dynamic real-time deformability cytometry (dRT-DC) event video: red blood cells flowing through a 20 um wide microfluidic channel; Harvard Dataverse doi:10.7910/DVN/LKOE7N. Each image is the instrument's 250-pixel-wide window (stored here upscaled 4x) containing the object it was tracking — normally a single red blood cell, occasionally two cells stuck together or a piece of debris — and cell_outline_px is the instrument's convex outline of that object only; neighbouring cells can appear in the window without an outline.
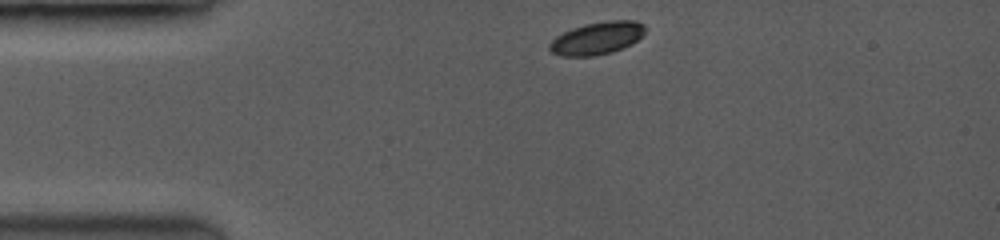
{"species": "common noctule bat (a hibernating species)", "species_latin": "Nyctalus noctula", "temperature_condition": "room temperature", "stored_images_in_passage": 8, "camera_frame_rate_fps": 3500, "um_per_image_px": 0.085, "animal": {"sex": "female", "body_mass_g": 19.0, "forearm_length_mm": 53.3}, "frame": {"image": 1, "passage_image": 1, "time_ms": 0.0, "image_size_px": [1000, 240], "cell_outline_px": [[644, 32], [636, 40], [620, 48], [608, 52], [592, 56], [564, 56], [552, 52], [548, 48], [548, 44], [556, 36], [572, 28], [588, 24], [612, 20], [632, 20], [644, 24]], "centroid_in_image_um": [50.7, 3.24], "position_along_channel_um": 34.3, "area_um2": 17.57}}